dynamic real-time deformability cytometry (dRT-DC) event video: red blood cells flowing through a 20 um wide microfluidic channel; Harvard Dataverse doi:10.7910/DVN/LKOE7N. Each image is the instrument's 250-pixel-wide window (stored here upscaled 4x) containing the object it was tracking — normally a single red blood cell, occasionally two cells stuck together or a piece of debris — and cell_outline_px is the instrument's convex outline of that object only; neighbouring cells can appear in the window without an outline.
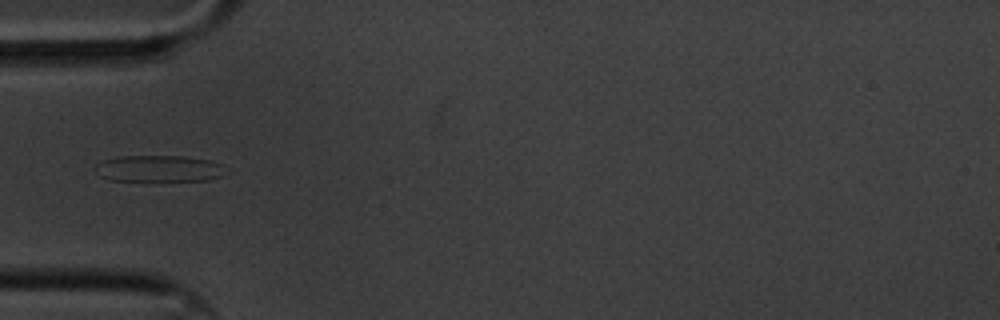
{"species": "common noctule bat (a hibernating species)", "species_latin": "Nyctalus noctula", "temperature_condition": "cold", "stored_images_in_passage": 42, "camera_frame_rate_fps": 3000, "um_per_image_px": 0.085, "animal": {"sex": "male", "body_mass_g": 20.1, "forearm_length_mm": 53.5}, "frame": {"image": 1, "passage_image": 1, "time_ms": 0.0, "image_size_px": [1000, 320], "cell_outline_px": [[224, 164], [220, 176], [208, 180], [148, 184], [108, 180], [100, 176], [92, 168], [96, 164], [104, 160], [116, 156], [184, 156], [208, 160]], "centroid_in_image_um": [13.41, 14.39], "position_along_channel_um": 71.6, "area_um2": 21.44}}
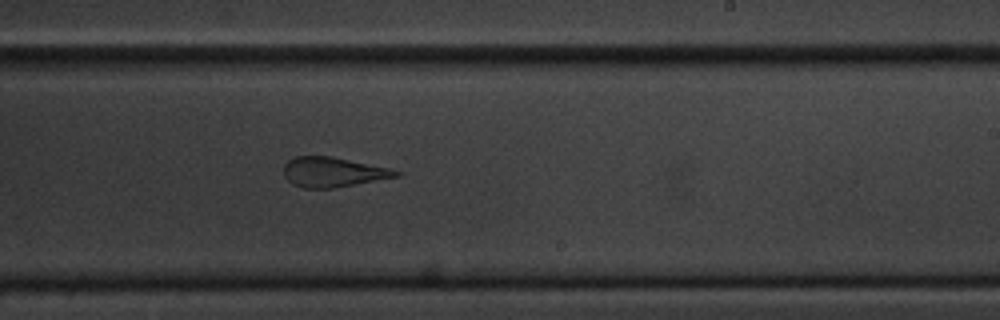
{"frame": {"image": 2, "passage_image": 18, "time_ms": 5.667, "image_size_px": [1000, 320], "cell_outline_px": [[404, 172], [400, 176], [332, 188], [304, 188], [292, 184], [284, 176], [284, 164], [288, 160], [296, 156], [332, 156], [392, 168]], "centroid_in_image_um": [28.33, 14.62], "position_along_channel_um": 260.7, "area_um2": 19.65}}
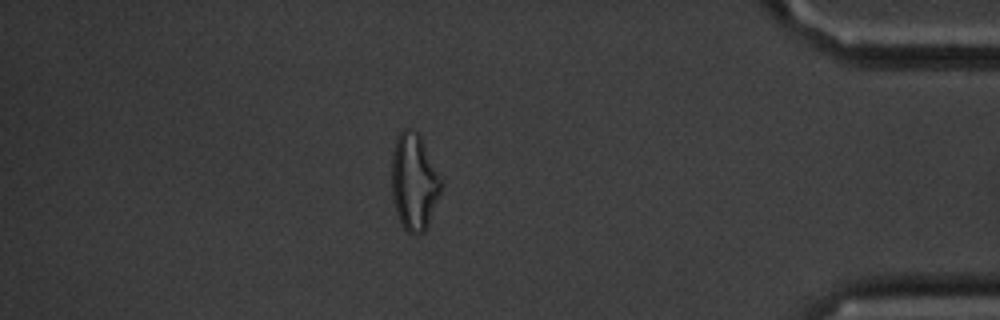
{"frame": {"image": 3, "passage_image": 34, "time_ms": 11.0, "image_size_px": [1000, 320], "cell_outline_px": [[444, 184], [428, 224], [424, 232], [416, 236], [408, 232], [404, 228], [396, 212], [392, 196], [392, 152], [396, 140], [400, 132], [404, 128], [412, 128], [420, 136]], "centroid_in_image_um": [35.2, 15.48], "position_along_channel_um": 400.0, "area_um2": 27.8}, "authors_computed_cell_mechanics": {"area_um2": 21.097, "velocity_mm_per_s": 3.3159, "shape_relaxation_time_tau1_ms": null, "shape_relaxation_time_tau2_ms": 1.6949, "deformation_change_tau1": null, "deformation_change_tau2": 0.1089}}